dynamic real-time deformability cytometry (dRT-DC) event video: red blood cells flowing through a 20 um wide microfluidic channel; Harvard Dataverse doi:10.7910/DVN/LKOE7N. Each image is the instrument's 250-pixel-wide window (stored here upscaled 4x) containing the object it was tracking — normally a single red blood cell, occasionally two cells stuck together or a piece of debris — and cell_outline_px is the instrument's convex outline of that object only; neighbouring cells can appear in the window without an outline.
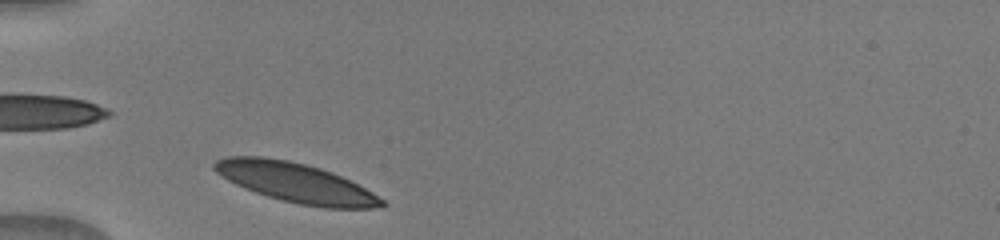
{"species": "human", "species_latin": "Homo sapiens", "temperature_condition": "warm", "stored_images_in_passage": 32, "camera_frame_rate_fps": 3000, "um_per_image_px": 0.085, "donor": {"sex": "male"}, "frame": {"image": 1, "passage_image": 1, "time_ms": 0.0, "image_size_px": [1000, 240], "cell_outline_px": [[388, 204], [384, 208], [324, 208], [300, 204], [268, 196], [244, 188], [228, 180], [216, 172], [212, 168], [212, 164], [216, 160], [224, 156], [260, 156], [288, 160], [320, 168], [332, 172], [372, 192], [384, 200]], "centroid_in_image_um": [25.13, 15.52], "position_along_channel_um": 59.9, "area_um2": 38.38}}
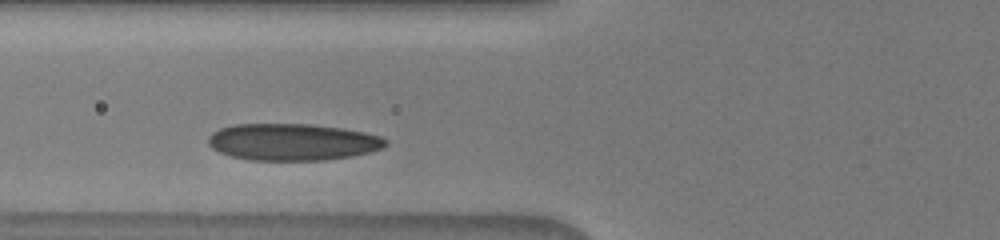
{"frame": {"image": 2, "passage_image": 5, "time_ms": 1.333, "image_size_px": [1000, 240], "cell_outline_px": [[388, 144], [384, 148], [352, 156], [324, 160], [248, 160], [232, 156], [220, 152], [212, 148], [208, 144], [208, 136], [212, 132], [220, 128], [236, 124], [312, 124], [340, 128], [364, 132], [380, 136], [388, 140]], "centroid_in_image_um": [24.86, 12.07], "position_along_channel_um": 100.9, "area_um2": 38.15}}